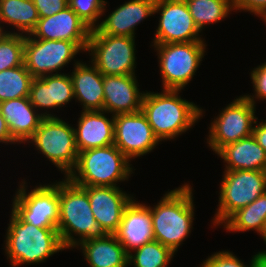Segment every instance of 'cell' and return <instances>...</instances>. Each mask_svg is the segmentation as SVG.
Masks as SVG:
<instances>
[{"instance_id":"obj_1","label":"cell","mask_w":266,"mask_h":267,"mask_svg":"<svg viewBox=\"0 0 266 267\" xmlns=\"http://www.w3.org/2000/svg\"><path fill=\"white\" fill-rule=\"evenodd\" d=\"M180 91L163 89L161 93L149 91L143 96L141 111L159 141L178 137L203 116V109L182 99Z\"/></svg>"},{"instance_id":"obj_2","label":"cell","mask_w":266,"mask_h":267,"mask_svg":"<svg viewBox=\"0 0 266 267\" xmlns=\"http://www.w3.org/2000/svg\"><path fill=\"white\" fill-rule=\"evenodd\" d=\"M192 187L184 184L167 192L150 207L154 239L176 253L183 240L191 233L194 220Z\"/></svg>"},{"instance_id":"obj_3","label":"cell","mask_w":266,"mask_h":267,"mask_svg":"<svg viewBox=\"0 0 266 267\" xmlns=\"http://www.w3.org/2000/svg\"><path fill=\"white\" fill-rule=\"evenodd\" d=\"M57 230L65 249L75 248L86 239L99 237L100 230L87 191L68 177L59 181V222ZM76 234L78 238H74ZM77 239V240H76Z\"/></svg>"},{"instance_id":"obj_4","label":"cell","mask_w":266,"mask_h":267,"mask_svg":"<svg viewBox=\"0 0 266 267\" xmlns=\"http://www.w3.org/2000/svg\"><path fill=\"white\" fill-rule=\"evenodd\" d=\"M6 233L5 252L13 267L44 262L65 250L57 228H39L24 222L13 210Z\"/></svg>"},{"instance_id":"obj_5","label":"cell","mask_w":266,"mask_h":267,"mask_svg":"<svg viewBox=\"0 0 266 267\" xmlns=\"http://www.w3.org/2000/svg\"><path fill=\"white\" fill-rule=\"evenodd\" d=\"M129 160L114 144L79 152L74 170L67 176L74 184L118 187L133 173Z\"/></svg>"},{"instance_id":"obj_6","label":"cell","mask_w":266,"mask_h":267,"mask_svg":"<svg viewBox=\"0 0 266 267\" xmlns=\"http://www.w3.org/2000/svg\"><path fill=\"white\" fill-rule=\"evenodd\" d=\"M27 142H32L65 177L74 170L79 154L75 130L59 117H45Z\"/></svg>"},{"instance_id":"obj_7","label":"cell","mask_w":266,"mask_h":267,"mask_svg":"<svg viewBox=\"0 0 266 267\" xmlns=\"http://www.w3.org/2000/svg\"><path fill=\"white\" fill-rule=\"evenodd\" d=\"M158 58L163 89L182 90L195 75L205 56L206 43L153 44Z\"/></svg>"},{"instance_id":"obj_8","label":"cell","mask_w":266,"mask_h":267,"mask_svg":"<svg viewBox=\"0 0 266 267\" xmlns=\"http://www.w3.org/2000/svg\"><path fill=\"white\" fill-rule=\"evenodd\" d=\"M223 175L214 226L223 224L237 210L266 192V171L225 170Z\"/></svg>"},{"instance_id":"obj_9","label":"cell","mask_w":266,"mask_h":267,"mask_svg":"<svg viewBox=\"0 0 266 267\" xmlns=\"http://www.w3.org/2000/svg\"><path fill=\"white\" fill-rule=\"evenodd\" d=\"M104 75H135V38L90 33L86 52Z\"/></svg>"},{"instance_id":"obj_10","label":"cell","mask_w":266,"mask_h":267,"mask_svg":"<svg viewBox=\"0 0 266 267\" xmlns=\"http://www.w3.org/2000/svg\"><path fill=\"white\" fill-rule=\"evenodd\" d=\"M22 182L13 198L12 210L24 221L39 228H57L59 222V181L36 186L26 193Z\"/></svg>"},{"instance_id":"obj_11","label":"cell","mask_w":266,"mask_h":267,"mask_svg":"<svg viewBox=\"0 0 266 267\" xmlns=\"http://www.w3.org/2000/svg\"><path fill=\"white\" fill-rule=\"evenodd\" d=\"M255 106L245 96H240L220 111L211 122L207 138L213 152L218 153L224 146L252 135L257 119Z\"/></svg>"},{"instance_id":"obj_12","label":"cell","mask_w":266,"mask_h":267,"mask_svg":"<svg viewBox=\"0 0 266 267\" xmlns=\"http://www.w3.org/2000/svg\"><path fill=\"white\" fill-rule=\"evenodd\" d=\"M79 52L81 49L72 41L42 40L25 35L24 64L34 78L59 74Z\"/></svg>"},{"instance_id":"obj_13","label":"cell","mask_w":266,"mask_h":267,"mask_svg":"<svg viewBox=\"0 0 266 267\" xmlns=\"http://www.w3.org/2000/svg\"><path fill=\"white\" fill-rule=\"evenodd\" d=\"M158 12L160 18L153 44L204 41L185 0H156L154 14Z\"/></svg>"},{"instance_id":"obj_14","label":"cell","mask_w":266,"mask_h":267,"mask_svg":"<svg viewBox=\"0 0 266 267\" xmlns=\"http://www.w3.org/2000/svg\"><path fill=\"white\" fill-rule=\"evenodd\" d=\"M159 142L141 110L114 116V145L129 160L146 155Z\"/></svg>"},{"instance_id":"obj_15","label":"cell","mask_w":266,"mask_h":267,"mask_svg":"<svg viewBox=\"0 0 266 267\" xmlns=\"http://www.w3.org/2000/svg\"><path fill=\"white\" fill-rule=\"evenodd\" d=\"M90 32L91 28L67 6L52 16L40 18L30 35L42 40L72 41L85 52Z\"/></svg>"},{"instance_id":"obj_16","label":"cell","mask_w":266,"mask_h":267,"mask_svg":"<svg viewBox=\"0 0 266 267\" xmlns=\"http://www.w3.org/2000/svg\"><path fill=\"white\" fill-rule=\"evenodd\" d=\"M89 197L90 207L104 234H114L123 217L127 205L133 196L123 192L119 187L84 186Z\"/></svg>"},{"instance_id":"obj_17","label":"cell","mask_w":266,"mask_h":267,"mask_svg":"<svg viewBox=\"0 0 266 267\" xmlns=\"http://www.w3.org/2000/svg\"><path fill=\"white\" fill-rule=\"evenodd\" d=\"M114 235L127 254L154 241L150 206L133 199L125 208L120 226Z\"/></svg>"},{"instance_id":"obj_18","label":"cell","mask_w":266,"mask_h":267,"mask_svg":"<svg viewBox=\"0 0 266 267\" xmlns=\"http://www.w3.org/2000/svg\"><path fill=\"white\" fill-rule=\"evenodd\" d=\"M135 75H104L103 111L113 116L141 110L145 92H140Z\"/></svg>"},{"instance_id":"obj_19","label":"cell","mask_w":266,"mask_h":267,"mask_svg":"<svg viewBox=\"0 0 266 267\" xmlns=\"http://www.w3.org/2000/svg\"><path fill=\"white\" fill-rule=\"evenodd\" d=\"M156 0H130L116 8L90 33L135 37V27L154 14Z\"/></svg>"},{"instance_id":"obj_20","label":"cell","mask_w":266,"mask_h":267,"mask_svg":"<svg viewBox=\"0 0 266 267\" xmlns=\"http://www.w3.org/2000/svg\"><path fill=\"white\" fill-rule=\"evenodd\" d=\"M0 110L7 122L11 137L18 144L26 143L45 117H57L47 111L45 113L36 112L29 97L0 102Z\"/></svg>"},{"instance_id":"obj_21","label":"cell","mask_w":266,"mask_h":267,"mask_svg":"<svg viewBox=\"0 0 266 267\" xmlns=\"http://www.w3.org/2000/svg\"><path fill=\"white\" fill-rule=\"evenodd\" d=\"M74 99L70 75L61 73L34 78L29 91V100L35 109L48 110L63 107Z\"/></svg>"},{"instance_id":"obj_22","label":"cell","mask_w":266,"mask_h":267,"mask_svg":"<svg viewBox=\"0 0 266 267\" xmlns=\"http://www.w3.org/2000/svg\"><path fill=\"white\" fill-rule=\"evenodd\" d=\"M105 111H83L75 130L79 152L114 144V116L110 119Z\"/></svg>"},{"instance_id":"obj_23","label":"cell","mask_w":266,"mask_h":267,"mask_svg":"<svg viewBox=\"0 0 266 267\" xmlns=\"http://www.w3.org/2000/svg\"><path fill=\"white\" fill-rule=\"evenodd\" d=\"M75 61L70 77L75 100L83 105L82 111H102L104 102L103 75L97 67Z\"/></svg>"},{"instance_id":"obj_24","label":"cell","mask_w":266,"mask_h":267,"mask_svg":"<svg viewBox=\"0 0 266 267\" xmlns=\"http://www.w3.org/2000/svg\"><path fill=\"white\" fill-rule=\"evenodd\" d=\"M90 267H128V254L114 234H103L76 245Z\"/></svg>"},{"instance_id":"obj_25","label":"cell","mask_w":266,"mask_h":267,"mask_svg":"<svg viewBox=\"0 0 266 267\" xmlns=\"http://www.w3.org/2000/svg\"><path fill=\"white\" fill-rule=\"evenodd\" d=\"M217 155L224 160L225 170L266 171V151L252 135L224 146Z\"/></svg>"},{"instance_id":"obj_26","label":"cell","mask_w":266,"mask_h":267,"mask_svg":"<svg viewBox=\"0 0 266 267\" xmlns=\"http://www.w3.org/2000/svg\"><path fill=\"white\" fill-rule=\"evenodd\" d=\"M38 11L33 0H0V24L8 23L18 31L30 35L39 20ZM0 33L3 31L0 25Z\"/></svg>"},{"instance_id":"obj_27","label":"cell","mask_w":266,"mask_h":267,"mask_svg":"<svg viewBox=\"0 0 266 267\" xmlns=\"http://www.w3.org/2000/svg\"><path fill=\"white\" fill-rule=\"evenodd\" d=\"M223 226L231 232L255 230L263 236L266 228V192L248 206L233 213Z\"/></svg>"},{"instance_id":"obj_28","label":"cell","mask_w":266,"mask_h":267,"mask_svg":"<svg viewBox=\"0 0 266 267\" xmlns=\"http://www.w3.org/2000/svg\"><path fill=\"white\" fill-rule=\"evenodd\" d=\"M185 2L200 32L205 25L217 23L235 10L233 0H185Z\"/></svg>"},{"instance_id":"obj_29","label":"cell","mask_w":266,"mask_h":267,"mask_svg":"<svg viewBox=\"0 0 266 267\" xmlns=\"http://www.w3.org/2000/svg\"><path fill=\"white\" fill-rule=\"evenodd\" d=\"M34 77L25 64L0 72V102L29 97Z\"/></svg>"},{"instance_id":"obj_30","label":"cell","mask_w":266,"mask_h":267,"mask_svg":"<svg viewBox=\"0 0 266 267\" xmlns=\"http://www.w3.org/2000/svg\"><path fill=\"white\" fill-rule=\"evenodd\" d=\"M135 254H128V266L134 267H168L174 252L154 240L134 250Z\"/></svg>"},{"instance_id":"obj_31","label":"cell","mask_w":266,"mask_h":267,"mask_svg":"<svg viewBox=\"0 0 266 267\" xmlns=\"http://www.w3.org/2000/svg\"><path fill=\"white\" fill-rule=\"evenodd\" d=\"M25 34L0 33V72L24 64Z\"/></svg>"},{"instance_id":"obj_32","label":"cell","mask_w":266,"mask_h":267,"mask_svg":"<svg viewBox=\"0 0 266 267\" xmlns=\"http://www.w3.org/2000/svg\"><path fill=\"white\" fill-rule=\"evenodd\" d=\"M69 7L91 28L96 27L100 17L105 14V0H68Z\"/></svg>"},{"instance_id":"obj_33","label":"cell","mask_w":266,"mask_h":267,"mask_svg":"<svg viewBox=\"0 0 266 267\" xmlns=\"http://www.w3.org/2000/svg\"><path fill=\"white\" fill-rule=\"evenodd\" d=\"M263 252L260 251L253 255L250 265L246 266L239 258H237L233 253L229 251H219L217 253L209 256L200 267H256L257 259L259 254Z\"/></svg>"},{"instance_id":"obj_34","label":"cell","mask_w":266,"mask_h":267,"mask_svg":"<svg viewBox=\"0 0 266 267\" xmlns=\"http://www.w3.org/2000/svg\"><path fill=\"white\" fill-rule=\"evenodd\" d=\"M250 76L255 94L253 97L249 94L244 96L255 105L254 98L262 101L266 99V62L255 67Z\"/></svg>"},{"instance_id":"obj_35","label":"cell","mask_w":266,"mask_h":267,"mask_svg":"<svg viewBox=\"0 0 266 267\" xmlns=\"http://www.w3.org/2000/svg\"><path fill=\"white\" fill-rule=\"evenodd\" d=\"M33 3L39 18L52 16L69 6L68 0H33Z\"/></svg>"},{"instance_id":"obj_36","label":"cell","mask_w":266,"mask_h":267,"mask_svg":"<svg viewBox=\"0 0 266 267\" xmlns=\"http://www.w3.org/2000/svg\"><path fill=\"white\" fill-rule=\"evenodd\" d=\"M235 10H244L258 17L266 16V0H233Z\"/></svg>"},{"instance_id":"obj_37","label":"cell","mask_w":266,"mask_h":267,"mask_svg":"<svg viewBox=\"0 0 266 267\" xmlns=\"http://www.w3.org/2000/svg\"><path fill=\"white\" fill-rule=\"evenodd\" d=\"M258 118L256 119V125L253 126V136L257 140L258 144L266 151V120L263 122L257 123Z\"/></svg>"},{"instance_id":"obj_38","label":"cell","mask_w":266,"mask_h":267,"mask_svg":"<svg viewBox=\"0 0 266 267\" xmlns=\"http://www.w3.org/2000/svg\"><path fill=\"white\" fill-rule=\"evenodd\" d=\"M10 143V144H16L17 142L11 137L9 127L7 125V122L5 121V118L3 117L1 110H0V143Z\"/></svg>"},{"instance_id":"obj_39","label":"cell","mask_w":266,"mask_h":267,"mask_svg":"<svg viewBox=\"0 0 266 267\" xmlns=\"http://www.w3.org/2000/svg\"><path fill=\"white\" fill-rule=\"evenodd\" d=\"M256 267H266V252L259 254Z\"/></svg>"},{"instance_id":"obj_40","label":"cell","mask_w":266,"mask_h":267,"mask_svg":"<svg viewBox=\"0 0 266 267\" xmlns=\"http://www.w3.org/2000/svg\"><path fill=\"white\" fill-rule=\"evenodd\" d=\"M262 238L264 239V242H265V244H266V228H265V231H264V233H263Z\"/></svg>"}]
</instances>
